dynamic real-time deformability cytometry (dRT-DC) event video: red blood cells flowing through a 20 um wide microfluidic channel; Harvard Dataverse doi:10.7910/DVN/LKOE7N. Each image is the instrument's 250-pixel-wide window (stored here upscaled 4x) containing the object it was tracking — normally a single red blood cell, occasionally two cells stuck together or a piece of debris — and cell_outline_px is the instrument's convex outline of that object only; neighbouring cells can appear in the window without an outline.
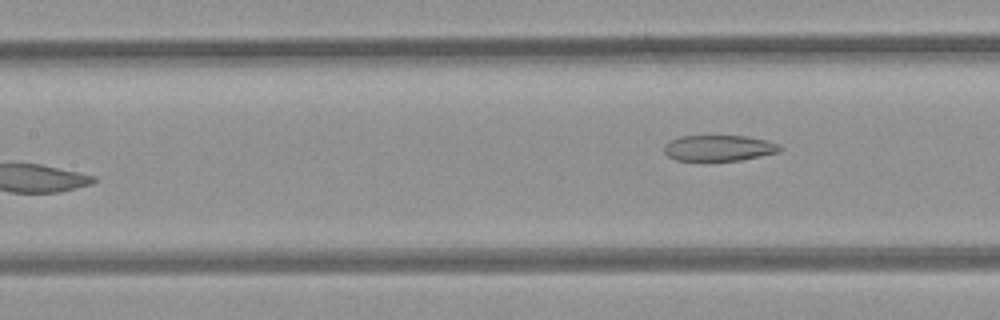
{"species": "common noctule bat (a hibernating species)", "species_latin": "Nyctalus noctula", "temperature_condition": "room temperature", "stored_images_in_passage": 6, "camera_frame_rate_fps": 3000, "um_per_image_px": 0.085, "animal": {"sex": "female", "body_mass_g": 21.9}, "frame": {"image": 1, "passage_image": 6, "time_ms": 1.667, "image_size_px": [1000, 320], "cell_outline_px": [[780, 152], [740, 160], [676, 160], [668, 156], [664, 152], [664, 144], [680, 136], [748, 136], [780, 144]], "centroid_in_image_um": [61.1, 12.58], "position_along_channel_um": 146.3, "area_um2": 17.28}}